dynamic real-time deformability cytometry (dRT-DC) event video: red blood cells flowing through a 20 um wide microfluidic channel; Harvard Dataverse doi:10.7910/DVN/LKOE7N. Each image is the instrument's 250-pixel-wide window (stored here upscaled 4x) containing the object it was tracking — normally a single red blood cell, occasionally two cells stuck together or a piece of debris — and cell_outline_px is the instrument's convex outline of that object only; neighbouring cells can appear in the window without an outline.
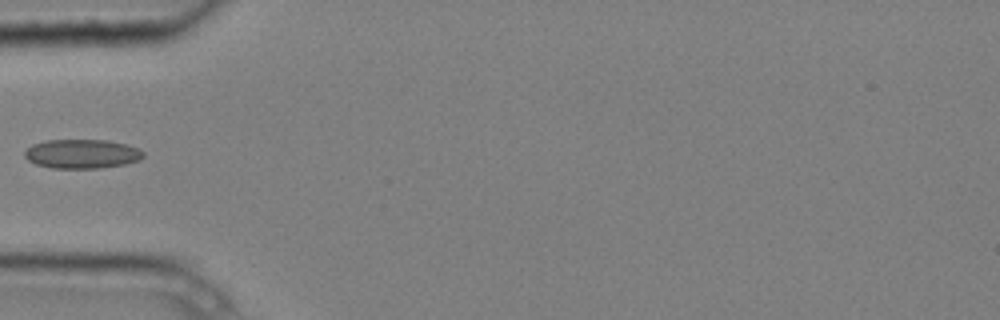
{"species": "common noctule bat (a hibernating species)", "species_latin": "Nyctalus noctula", "temperature_condition": "cold", "stored_images_in_passage": 5, "camera_frame_rate_fps": 3000, "um_per_image_px": 0.085, "animal": {"sex": "male", "body_mass_g": 20.4}, "frame": {"image": 1, "passage_image": 4, "time_ms": 1.0, "image_size_px": [1000, 320], "cell_outline_px": [[144, 156], [140, 160], [124, 164], [96, 168], [52, 168], [36, 164], [28, 160], [24, 156], [24, 152], [32, 144], [48, 140], [108, 140], [128, 144], [144, 152]], "centroid_in_image_um": [6.97, 13.07], "position_along_channel_um": 78.0, "area_um2": 20.11}}
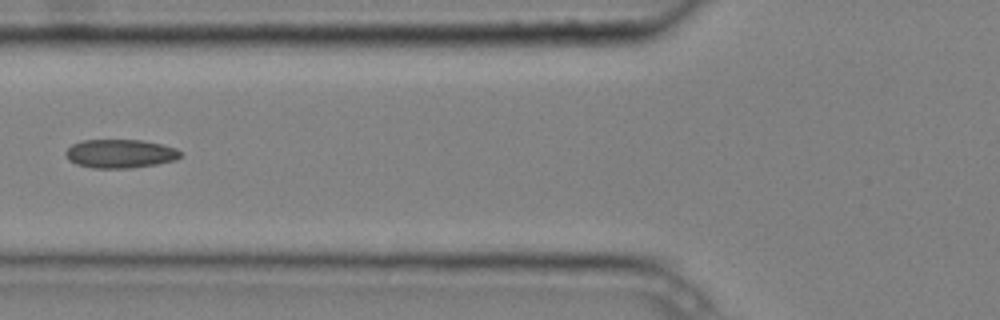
{"frame": {"image": 2, "passage_image": 5, "time_ms": 1.333, "image_size_px": [1000, 320], "cell_outline_px": [[184, 156], [176, 160], [156, 164], [132, 168], [92, 168], [76, 164], [68, 160], [64, 152], [72, 144], [84, 140], [140, 140], [160, 144], [176, 148], [184, 152]], "centroid_in_image_um": [10.24, 13.07], "position_along_channel_um": 115.6, "area_um2": 19.36}}